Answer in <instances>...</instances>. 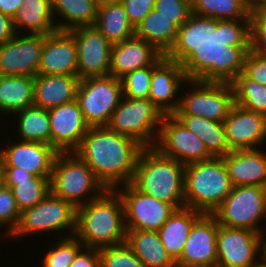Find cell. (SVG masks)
Returning a JSON list of instances; mask_svg holds the SVG:
<instances>
[{
	"instance_id": "cb8c5ba5",
	"label": "cell",
	"mask_w": 266,
	"mask_h": 267,
	"mask_svg": "<svg viewBox=\"0 0 266 267\" xmlns=\"http://www.w3.org/2000/svg\"><path fill=\"white\" fill-rule=\"evenodd\" d=\"M210 59L231 82L235 104L266 116V86L249 79L219 48Z\"/></svg>"
},
{
	"instance_id": "6da1fadb",
	"label": "cell",
	"mask_w": 266,
	"mask_h": 267,
	"mask_svg": "<svg viewBox=\"0 0 266 267\" xmlns=\"http://www.w3.org/2000/svg\"><path fill=\"white\" fill-rule=\"evenodd\" d=\"M144 147L107 126L90 127L75 153L107 190L131 183Z\"/></svg>"
},
{
	"instance_id": "9a60e30c",
	"label": "cell",
	"mask_w": 266,
	"mask_h": 267,
	"mask_svg": "<svg viewBox=\"0 0 266 267\" xmlns=\"http://www.w3.org/2000/svg\"><path fill=\"white\" fill-rule=\"evenodd\" d=\"M154 147L183 165L213 158L203 141L174 115H164Z\"/></svg>"
},
{
	"instance_id": "5b68a950",
	"label": "cell",
	"mask_w": 266,
	"mask_h": 267,
	"mask_svg": "<svg viewBox=\"0 0 266 267\" xmlns=\"http://www.w3.org/2000/svg\"><path fill=\"white\" fill-rule=\"evenodd\" d=\"M200 33L215 47L240 38L249 27V0H190Z\"/></svg>"
},
{
	"instance_id": "7bdbcfd3",
	"label": "cell",
	"mask_w": 266,
	"mask_h": 267,
	"mask_svg": "<svg viewBox=\"0 0 266 267\" xmlns=\"http://www.w3.org/2000/svg\"><path fill=\"white\" fill-rule=\"evenodd\" d=\"M20 216L21 211L17 206L12 189L6 185L0 187V227L4 224L8 225L4 235L10 238L19 224Z\"/></svg>"
},
{
	"instance_id": "d590c367",
	"label": "cell",
	"mask_w": 266,
	"mask_h": 267,
	"mask_svg": "<svg viewBox=\"0 0 266 267\" xmlns=\"http://www.w3.org/2000/svg\"><path fill=\"white\" fill-rule=\"evenodd\" d=\"M53 16L64 22H56L59 31H69L79 26H94L97 18V0H51ZM66 20V22H65Z\"/></svg>"
},
{
	"instance_id": "ab89813d",
	"label": "cell",
	"mask_w": 266,
	"mask_h": 267,
	"mask_svg": "<svg viewBox=\"0 0 266 267\" xmlns=\"http://www.w3.org/2000/svg\"><path fill=\"white\" fill-rule=\"evenodd\" d=\"M61 238L56 248L51 246L46 253L43 267H70L77 254L84 249V244L75 235Z\"/></svg>"
},
{
	"instance_id": "603a6c76",
	"label": "cell",
	"mask_w": 266,
	"mask_h": 267,
	"mask_svg": "<svg viewBox=\"0 0 266 267\" xmlns=\"http://www.w3.org/2000/svg\"><path fill=\"white\" fill-rule=\"evenodd\" d=\"M58 152L49 144L19 141L0 150L4 167H17L33 176L51 177Z\"/></svg>"
},
{
	"instance_id": "681fc988",
	"label": "cell",
	"mask_w": 266,
	"mask_h": 267,
	"mask_svg": "<svg viewBox=\"0 0 266 267\" xmlns=\"http://www.w3.org/2000/svg\"><path fill=\"white\" fill-rule=\"evenodd\" d=\"M251 9L266 8V0H249Z\"/></svg>"
},
{
	"instance_id": "7402d4cb",
	"label": "cell",
	"mask_w": 266,
	"mask_h": 267,
	"mask_svg": "<svg viewBox=\"0 0 266 267\" xmlns=\"http://www.w3.org/2000/svg\"><path fill=\"white\" fill-rule=\"evenodd\" d=\"M37 75L78 76L77 44L69 31L45 36Z\"/></svg>"
},
{
	"instance_id": "1f68e13d",
	"label": "cell",
	"mask_w": 266,
	"mask_h": 267,
	"mask_svg": "<svg viewBox=\"0 0 266 267\" xmlns=\"http://www.w3.org/2000/svg\"><path fill=\"white\" fill-rule=\"evenodd\" d=\"M34 105V77L0 75V112L16 113Z\"/></svg>"
},
{
	"instance_id": "2e32d148",
	"label": "cell",
	"mask_w": 266,
	"mask_h": 267,
	"mask_svg": "<svg viewBox=\"0 0 266 267\" xmlns=\"http://www.w3.org/2000/svg\"><path fill=\"white\" fill-rule=\"evenodd\" d=\"M263 237V234L250 229L218 224L217 267H261L262 261L256 258V254L262 253Z\"/></svg>"
},
{
	"instance_id": "7c38bea8",
	"label": "cell",
	"mask_w": 266,
	"mask_h": 267,
	"mask_svg": "<svg viewBox=\"0 0 266 267\" xmlns=\"http://www.w3.org/2000/svg\"><path fill=\"white\" fill-rule=\"evenodd\" d=\"M69 228V229H68ZM76 231V208L51 192L35 206L21 212L19 224L10 237L40 232ZM72 231V232H71Z\"/></svg>"
},
{
	"instance_id": "ee69618b",
	"label": "cell",
	"mask_w": 266,
	"mask_h": 267,
	"mask_svg": "<svg viewBox=\"0 0 266 267\" xmlns=\"http://www.w3.org/2000/svg\"><path fill=\"white\" fill-rule=\"evenodd\" d=\"M156 0H123L122 4L134 29L154 8Z\"/></svg>"
},
{
	"instance_id": "f35d334b",
	"label": "cell",
	"mask_w": 266,
	"mask_h": 267,
	"mask_svg": "<svg viewBox=\"0 0 266 267\" xmlns=\"http://www.w3.org/2000/svg\"><path fill=\"white\" fill-rule=\"evenodd\" d=\"M161 55L152 65L136 69L121 78L123 97L149 99L153 68L165 57Z\"/></svg>"
},
{
	"instance_id": "4dcf8cb0",
	"label": "cell",
	"mask_w": 266,
	"mask_h": 267,
	"mask_svg": "<svg viewBox=\"0 0 266 267\" xmlns=\"http://www.w3.org/2000/svg\"><path fill=\"white\" fill-rule=\"evenodd\" d=\"M125 243L146 267H176L156 231L127 230Z\"/></svg>"
},
{
	"instance_id": "74e56055",
	"label": "cell",
	"mask_w": 266,
	"mask_h": 267,
	"mask_svg": "<svg viewBox=\"0 0 266 267\" xmlns=\"http://www.w3.org/2000/svg\"><path fill=\"white\" fill-rule=\"evenodd\" d=\"M50 178L32 176L29 179L15 180L9 186L21 212L35 206L49 194Z\"/></svg>"
},
{
	"instance_id": "b9f144b4",
	"label": "cell",
	"mask_w": 266,
	"mask_h": 267,
	"mask_svg": "<svg viewBox=\"0 0 266 267\" xmlns=\"http://www.w3.org/2000/svg\"><path fill=\"white\" fill-rule=\"evenodd\" d=\"M99 255L101 267H146L126 243L102 247Z\"/></svg>"
},
{
	"instance_id": "bcb514c9",
	"label": "cell",
	"mask_w": 266,
	"mask_h": 267,
	"mask_svg": "<svg viewBox=\"0 0 266 267\" xmlns=\"http://www.w3.org/2000/svg\"><path fill=\"white\" fill-rule=\"evenodd\" d=\"M16 34L13 19L0 12V44L11 40Z\"/></svg>"
},
{
	"instance_id": "db71d44e",
	"label": "cell",
	"mask_w": 266,
	"mask_h": 267,
	"mask_svg": "<svg viewBox=\"0 0 266 267\" xmlns=\"http://www.w3.org/2000/svg\"><path fill=\"white\" fill-rule=\"evenodd\" d=\"M176 267H201V266H179V265H176Z\"/></svg>"
},
{
	"instance_id": "5bb4252c",
	"label": "cell",
	"mask_w": 266,
	"mask_h": 267,
	"mask_svg": "<svg viewBox=\"0 0 266 267\" xmlns=\"http://www.w3.org/2000/svg\"><path fill=\"white\" fill-rule=\"evenodd\" d=\"M135 36L163 55H206L175 23L154 9L135 28Z\"/></svg>"
},
{
	"instance_id": "277c9868",
	"label": "cell",
	"mask_w": 266,
	"mask_h": 267,
	"mask_svg": "<svg viewBox=\"0 0 266 267\" xmlns=\"http://www.w3.org/2000/svg\"><path fill=\"white\" fill-rule=\"evenodd\" d=\"M184 179L185 165L161 154L155 147H144L131 184L141 192L181 209L185 207Z\"/></svg>"
},
{
	"instance_id": "816d5d0a",
	"label": "cell",
	"mask_w": 266,
	"mask_h": 267,
	"mask_svg": "<svg viewBox=\"0 0 266 267\" xmlns=\"http://www.w3.org/2000/svg\"><path fill=\"white\" fill-rule=\"evenodd\" d=\"M261 254L262 255L260 256V258L262 261V266L266 267V242L265 241H263V243H262V253Z\"/></svg>"
},
{
	"instance_id": "52a82bcc",
	"label": "cell",
	"mask_w": 266,
	"mask_h": 267,
	"mask_svg": "<svg viewBox=\"0 0 266 267\" xmlns=\"http://www.w3.org/2000/svg\"><path fill=\"white\" fill-rule=\"evenodd\" d=\"M106 190L75 152L57 154L50 178L52 194L78 208L100 197Z\"/></svg>"
},
{
	"instance_id": "8fae6325",
	"label": "cell",
	"mask_w": 266,
	"mask_h": 267,
	"mask_svg": "<svg viewBox=\"0 0 266 267\" xmlns=\"http://www.w3.org/2000/svg\"><path fill=\"white\" fill-rule=\"evenodd\" d=\"M123 99L121 79L107 75L80 80L76 100L89 127L107 126Z\"/></svg>"
},
{
	"instance_id": "f5cc1de1",
	"label": "cell",
	"mask_w": 266,
	"mask_h": 267,
	"mask_svg": "<svg viewBox=\"0 0 266 267\" xmlns=\"http://www.w3.org/2000/svg\"><path fill=\"white\" fill-rule=\"evenodd\" d=\"M123 0H97L98 4L122 3Z\"/></svg>"
},
{
	"instance_id": "f907efd6",
	"label": "cell",
	"mask_w": 266,
	"mask_h": 267,
	"mask_svg": "<svg viewBox=\"0 0 266 267\" xmlns=\"http://www.w3.org/2000/svg\"><path fill=\"white\" fill-rule=\"evenodd\" d=\"M5 185V178H4V163L3 159L0 155V187Z\"/></svg>"
},
{
	"instance_id": "ffe728a7",
	"label": "cell",
	"mask_w": 266,
	"mask_h": 267,
	"mask_svg": "<svg viewBox=\"0 0 266 267\" xmlns=\"http://www.w3.org/2000/svg\"><path fill=\"white\" fill-rule=\"evenodd\" d=\"M48 113L51 146L58 153L75 152L90 128L85 122L78 101L49 109Z\"/></svg>"
},
{
	"instance_id": "c3c4849f",
	"label": "cell",
	"mask_w": 266,
	"mask_h": 267,
	"mask_svg": "<svg viewBox=\"0 0 266 267\" xmlns=\"http://www.w3.org/2000/svg\"><path fill=\"white\" fill-rule=\"evenodd\" d=\"M24 0H0V12L13 18Z\"/></svg>"
},
{
	"instance_id": "30bf717a",
	"label": "cell",
	"mask_w": 266,
	"mask_h": 267,
	"mask_svg": "<svg viewBox=\"0 0 266 267\" xmlns=\"http://www.w3.org/2000/svg\"><path fill=\"white\" fill-rule=\"evenodd\" d=\"M212 215L219 225L250 229L263 234L258 222L266 218V187L234 186Z\"/></svg>"
},
{
	"instance_id": "e0dca14e",
	"label": "cell",
	"mask_w": 266,
	"mask_h": 267,
	"mask_svg": "<svg viewBox=\"0 0 266 267\" xmlns=\"http://www.w3.org/2000/svg\"><path fill=\"white\" fill-rule=\"evenodd\" d=\"M69 32L74 36L78 54V77L109 75L112 45L95 26H79Z\"/></svg>"
},
{
	"instance_id": "8d00e7d4",
	"label": "cell",
	"mask_w": 266,
	"mask_h": 267,
	"mask_svg": "<svg viewBox=\"0 0 266 267\" xmlns=\"http://www.w3.org/2000/svg\"><path fill=\"white\" fill-rule=\"evenodd\" d=\"M17 114L18 134L20 141L40 142L51 145V128L48 110L31 106L20 110Z\"/></svg>"
},
{
	"instance_id": "60d3db41",
	"label": "cell",
	"mask_w": 266,
	"mask_h": 267,
	"mask_svg": "<svg viewBox=\"0 0 266 267\" xmlns=\"http://www.w3.org/2000/svg\"><path fill=\"white\" fill-rule=\"evenodd\" d=\"M240 39L250 49L266 56V8L251 9L248 30Z\"/></svg>"
},
{
	"instance_id": "9c48e42d",
	"label": "cell",
	"mask_w": 266,
	"mask_h": 267,
	"mask_svg": "<svg viewBox=\"0 0 266 267\" xmlns=\"http://www.w3.org/2000/svg\"><path fill=\"white\" fill-rule=\"evenodd\" d=\"M163 117L149 99L123 97L107 127L137 141L143 147H154Z\"/></svg>"
},
{
	"instance_id": "f6af8a7d",
	"label": "cell",
	"mask_w": 266,
	"mask_h": 267,
	"mask_svg": "<svg viewBox=\"0 0 266 267\" xmlns=\"http://www.w3.org/2000/svg\"><path fill=\"white\" fill-rule=\"evenodd\" d=\"M70 267H101L99 249L86 248L77 254Z\"/></svg>"
},
{
	"instance_id": "f1b7e54d",
	"label": "cell",
	"mask_w": 266,
	"mask_h": 267,
	"mask_svg": "<svg viewBox=\"0 0 266 267\" xmlns=\"http://www.w3.org/2000/svg\"><path fill=\"white\" fill-rule=\"evenodd\" d=\"M51 0H24L13 19L16 33L29 29L31 35H49L58 29L53 20Z\"/></svg>"
},
{
	"instance_id": "ac0fdd59",
	"label": "cell",
	"mask_w": 266,
	"mask_h": 267,
	"mask_svg": "<svg viewBox=\"0 0 266 267\" xmlns=\"http://www.w3.org/2000/svg\"><path fill=\"white\" fill-rule=\"evenodd\" d=\"M19 35L17 33L11 40L0 44V75L35 77L45 36Z\"/></svg>"
},
{
	"instance_id": "4fadbf2b",
	"label": "cell",
	"mask_w": 266,
	"mask_h": 267,
	"mask_svg": "<svg viewBox=\"0 0 266 267\" xmlns=\"http://www.w3.org/2000/svg\"><path fill=\"white\" fill-rule=\"evenodd\" d=\"M121 186L123 190H114L123 202L126 230L158 232L176 210L172 204L141 192L131 183Z\"/></svg>"
},
{
	"instance_id": "8992f818",
	"label": "cell",
	"mask_w": 266,
	"mask_h": 267,
	"mask_svg": "<svg viewBox=\"0 0 266 267\" xmlns=\"http://www.w3.org/2000/svg\"><path fill=\"white\" fill-rule=\"evenodd\" d=\"M233 187L222 157H213L185 166L186 208L212 214L231 193Z\"/></svg>"
},
{
	"instance_id": "d6986e66",
	"label": "cell",
	"mask_w": 266,
	"mask_h": 267,
	"mask_svg": "<svg viewBox=\"0 0 266 267\" xmlns=\"http://www.w3.org/2000/svg\"><path fill=\"white\" fill-rule=\"evenodd\" d=\"M218 223L212 214H202L193 224L181 256L179 266L217 267Z\"/></svg>"
},
{
	"instance_id": "836d02e7",
	"label": "cell",
	"mask_w": 266,
	"mask_h": 267,
	"mask_svg": "<svg viewBox=\"0 0 266 267\" xmlns=\"http://www.w3.org/2000/svg\"><path fill=\"white\" fill-rule=\"evenodd\" d=\"M174 116L203 141L213 157H223L231 151L223 123L195 115Z\"/></svg>"
},
{
	"instance_id": "3957f363",
	"label": "cell",
	"mask_w": 266,
	"mask_h": 267,
	"mask_svg": "<svg viewBox=\"0 0 266 267\" xmlns=\"http://www.w3.org/2000/svg\"><path fill=\"white\" fill-rule=\"evenodd\" d=\"M126 225L121 197L106 190L100 197L76 208L75 236L86 248L115 246L125 243Z\"/></svg>"
},
{
	"instance_id": "d6a6232c",
	"label": "cell",
	"mask_w": 266,
	"mask_h": 267,
	"mask_svg": "<svg viewBox=\"0 0 266 267\" xmlns=\"http://www.w3.org/2000/svg\"><path fill=\"white\" fill-rule=\"evenodd\" d=\"M94 26L111 44L123 42L135 36V29L122 3L99 5Z\"/></svg>"
},
{
	"instance_id": "7dc6e473",
	"label": "cell",
	"mask_w": 266,
	"mask_h": 267,
	"mask_svg": "<svg viewBox=\"0 0 266 267\" xmlns=\"http://www.w3.org/2000/svg\"><path fill=\"white\" fill-rule=\"evenodd\" d=\"M33 175L17 167H4L5 185L10 186L15 180L29 179Z\"/></svg>"
},
{
	"instance_id": "7a4b0ae2",
	"label": "cell",
	"mask_w": 266,
	"mask_h": 267,
	"mask_svg": "<svg viewBox=\"0 0 266 267\" xmlns=\"http://www.w3.org/2000/svg\"><path fill=\"white\" fill-rule=\"evenodd\" d=\"M186 83L195 87L181 96L173 115H195L223 123L235 100L232 84L221 69L209 58Z\"/></svg>"
},
{
	"instance_id": "d4e9b609",
	"label": "cell",
	"mask_w": 266,
	"mask_h": 267,
	"mask_svg": "<svg viewBox=\"0 0 266 267\" xmlns=\"http://www.w3.org/2000/svg\"><path fill=\"white\" fill-rule=\"evenodd\" d=\"M161 55L152 44L133 36L112 45L109 75L121 79L129 72L152 65Z\"/></svg>"
},
{
	"instance_id": "44dd1931",
	"label": "cell",
	"mask_w": 266,
	"mask_h": 267,
	"mask_svg": "<svg viewBox=\"0 0 266 267\" xmlns=\"http://www.w3.org/2000/svg\"><path fill=\"white\" fill-rule=\"evenodd\" d=\"M230 150L257 149L266 141V116L234 104L223 122Z\"/></svg>"
},
{
	"instance_id": "f546056e",
	"label": "cell",
	"mask_w": 266,
	"mask_h": 267,
	"mask_svg": "<svg viewBox=\"0 0 266 267\" xmlns=\"http://www.w3.org/2000/svg\"><path fill=\"white\" fill-rule=\"evenodd\" d=\"M202 214L186 207L176 209L159 229L160 240L174 261L181 256L193 224Z\"/></svg>"
},
{
	"instance_id": "e575fe53",
	"label": "cell",
	"mask_w": 266,
	"mask_h": 267,
	"mask_svg": "<svg viewBox=\"0 0 266 267\" xmlns=\"http://www.w3.org/2000/svg\"><path fill=\"white\" fill-rule=\"evenodd\" d=\"M219 49L249 78L266 86V56L250 49L240 38L224 42Z\"/></svg>"
},
{
	"instance_id": "4316f807",
	"label": "cell",
	"mask_w": 266,
	"mask_h": 267,
	"mask_svg": "<svg viewBox=\"0 0 266 267\" xmlns=\"http://www.w3.org/2000/svg\"><path fill=\"white\" fill-rule=\"evenodd\" d=\"M79 82L78 76L36 75L34 106L49 110L76 100Z\"/></svg>"
},
{
	"instance_id": "ba28073f",
	"label": "cell",
	"mask_w": 266,
	"mask_h": 267,
	"mask_svg": "<svg viewBox=\"0 0 266 267\" xmlns=\"http://www.w3.org/2000/svg\"><path fill=\"white\" fill-rule=\"evenodd\" d=\"M208 59L207 55H166L153 68L149 100L163 115H173L180 99L176 93Z\"/></svg>"
},
{
	"instance_id": "484cf974",
	"label": "cell",
	"mask_w": 266,
	"mask_h": 267,
	"mask_svg": "<svg viewBox=\"0 0 266 267\" xmlns=\"http://www.w3.org/2000/svg\"><path fill=\"white\" fill-rule=\"evenodd\" d=\"M233 186L266 187V153L260 149L231 150L222 157Z\"/></svg>"
},
{
	"instance_id": "83f0119b",
	"label": "cell",
	"mask_w": 266,
	"mask_h": 267,
	"mask_svg": "<svg viewBox=\"0 0 266 267\" xmlns=\"http://www.w3.org/2000/svg\"><path fill=\"white\" fill-rule=\"evenodd\" d=\"M154 10L175 23L209 58L216 49L199 31L190 0H156Z\"/></svg>"
}]
</instances>
